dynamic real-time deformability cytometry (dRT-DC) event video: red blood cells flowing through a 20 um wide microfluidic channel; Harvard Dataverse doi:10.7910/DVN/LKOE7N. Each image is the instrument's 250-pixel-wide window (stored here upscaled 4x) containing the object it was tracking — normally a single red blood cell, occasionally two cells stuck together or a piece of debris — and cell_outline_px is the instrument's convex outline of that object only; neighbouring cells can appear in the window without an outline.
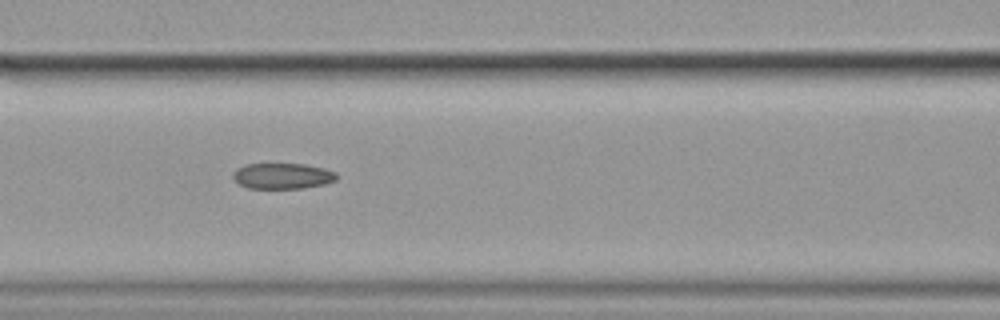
{"species": "common noctule bat (a hibernating species)", "species_latin": "Nyctalus noctula", "temperature_condition": "cold", "stored_images_in_passage": 15, "camera_frame_rate_fps": 3000, "um_per_image_px": 0.085, "animal": {"sex": "female", "body_mass_g": 19.9}, "frame": {"image": 1, "passage_image": 7, "time_ms": 2.0, "image_size_px": [1000, 320], "cell_outline_px": [[336, 180], [324, 184], [304, 188], [248, 188], [240, 184], [232, 176], [236, 168], [244, 164], [304, 164], [324, 168], [336, 172]], "centroid_in_image_um": [24.01, 14.95], "position_along_channel_um": 142.6, "area_um2": 15.49}}
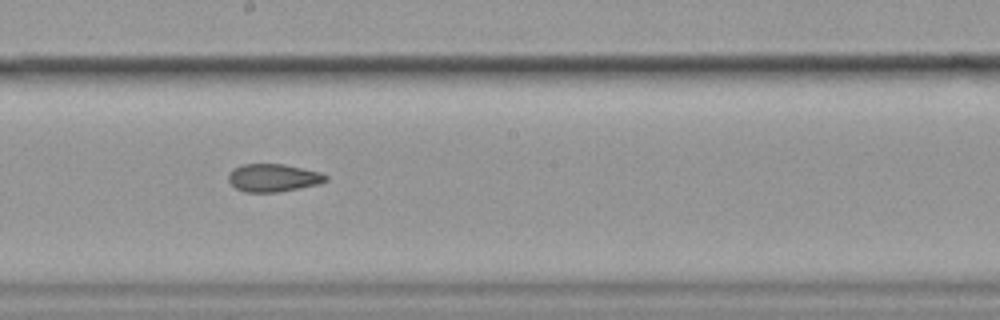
{"frame": {"image": 2, "passage_image": 9, "time_ms": 2.667, "image_size_px": [1000, 320], "cell_outline_px": [[328, 180], [316, 184], [276, 192], [244, 192], [236, 188], [228, 180], [228, 172], [240, 164], [284, 164], [320, 172], [328, 176]], "centroid_in_image_um": [23.18, 15.1], "position_along_channel_um": 225.0, "area_um2": 15.66}}